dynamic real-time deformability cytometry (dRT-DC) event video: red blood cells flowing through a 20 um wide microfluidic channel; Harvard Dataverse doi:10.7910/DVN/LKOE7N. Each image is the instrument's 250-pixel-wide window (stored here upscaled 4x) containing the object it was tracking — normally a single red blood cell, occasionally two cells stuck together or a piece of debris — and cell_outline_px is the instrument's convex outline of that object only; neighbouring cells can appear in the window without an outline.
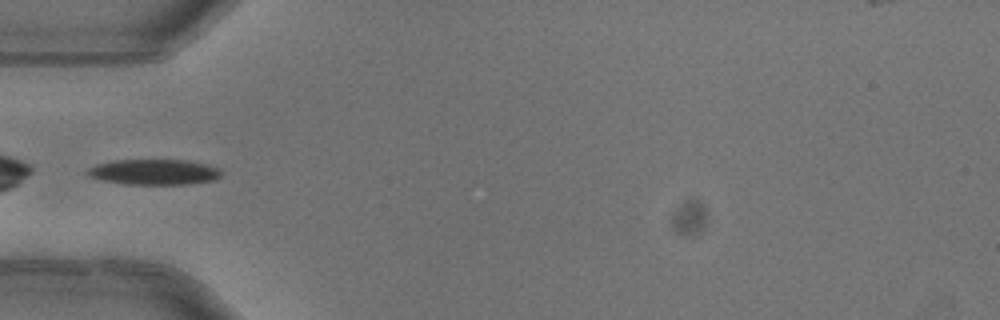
{"species": "common noctule bat (a hibernating species)", "species_latin": "Nyctalus noctula", "temperature_condition": "warm", "stored_images_in_passage": 4, "camera_frame_rate_fps": 3000, "um_per_image_px": 0.085, "animal": {"sex": "female"}, "frame": {"image": 1, "passage_image": 4, "time_ms": 1.0, "image_size_px": [1000, 320], "cell_outline_px": [[220, 176], [212, 180], [184, 184], [124, 184], [100, 180], [88, 176], [84, 172], [88, 168], [96, 164], [112, 160], [188, 160], [204, 164], [216, 168], [220, 172]], "centroid_in_image_um": [12.98, 14.62], "position_along_channel_um": 72.0, "area_um2": 19.77}}